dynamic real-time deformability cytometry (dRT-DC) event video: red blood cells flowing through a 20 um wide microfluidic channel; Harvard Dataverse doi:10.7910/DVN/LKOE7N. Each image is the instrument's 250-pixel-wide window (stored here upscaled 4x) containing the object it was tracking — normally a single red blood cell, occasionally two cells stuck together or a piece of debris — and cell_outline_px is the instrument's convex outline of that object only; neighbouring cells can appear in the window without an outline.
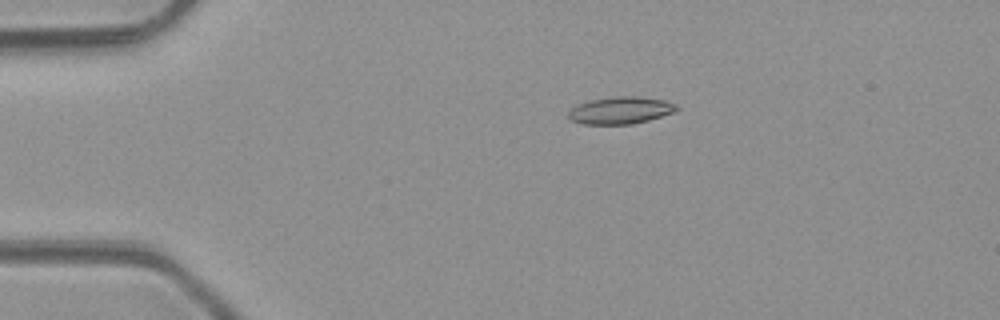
{"species": "common noctule bat (a hibernating species)", "species_latin": "Nyctalus noctula", "temperature_condition": "room temperature", "stored_images_in_passage": 5, "camera_frame_rate_fps": 3000, "um_per_image_px": 0.085, "animal": {"sex": "male", "body_mass_g": 23.1, "forearm_length_mm": 52.7}, "frame": {"image": 1, "passage_image": 3, "time_ms": 2.333, "image_size_px": [1000, 320], "cell_outline_px": [[680, 108], [672, 112], [648, 120], [632, 124], [584, 124], [572, 120], [568, 116], [568, 112], [572, 108], [588, 100], [616, 96], [636, 96], [668, 100], [676, 104]], "centroid_in_image_um": [52.77, 9.37], "position_along_channel_um": 32.2, "area_um2": 17.05}}
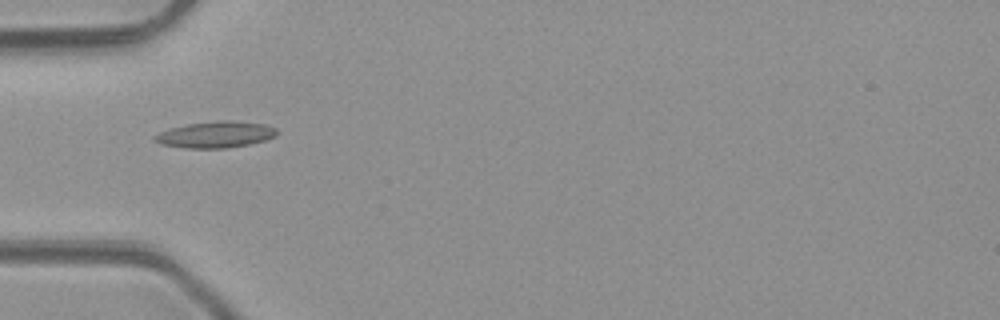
{"frame": {"image": 2, "passage_image": 4, "time_ms": 4.333, "image_size_px": [1000, 320], "cell_outline_px": [[276, 136], [264, 140], [248, 144], [228, 148], [188, 148], [164, 144], [152, 140], [152, 136], [168, 128], [188, 124], [216, 120], [236, 120], [264, 124], [276, 128]], "centroid_in_image_um": [18.31, 11.42], "position_along_channel_um": 66.7, "area_um2": 18.79}}
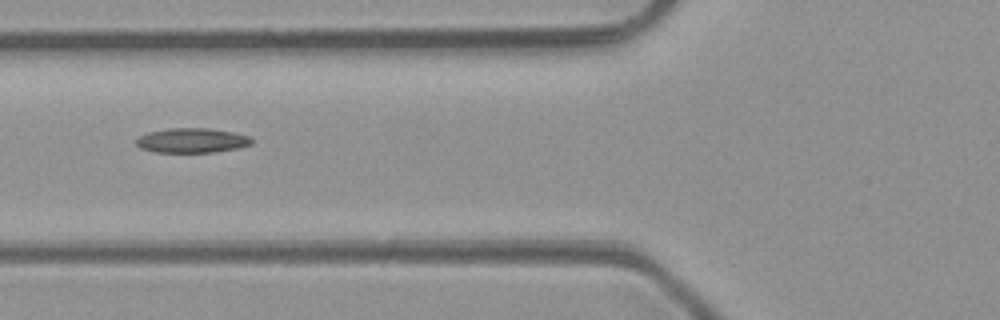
{"frame": {"image": 3, "passage_image": 5, "time_ms": 5.333, "image_size_px": [1000, 320], "cell_outline_px": [[252, 144], [240, 148], [212, 152], [156, 152], [140, 148], [136, 144], [136, 140], [140, 136], [148, 132], [168, 128], [208, 128], [236, 132], [248, 136], [252, 140]], "centroid_in_image_um": [16.33, 11.93], "position_along_channel_um": 109.5, "area_um2": 16.65}}